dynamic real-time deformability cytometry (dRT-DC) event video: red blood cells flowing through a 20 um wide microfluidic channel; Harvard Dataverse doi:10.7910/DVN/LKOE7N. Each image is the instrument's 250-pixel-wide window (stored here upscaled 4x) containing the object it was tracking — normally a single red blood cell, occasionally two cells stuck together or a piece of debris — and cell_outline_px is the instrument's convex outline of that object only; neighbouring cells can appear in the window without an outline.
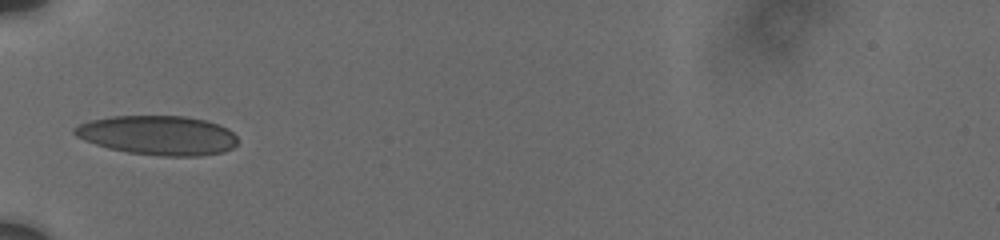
{"species": "human", "species_latin": "Homo sapiens", "temperature_condition": "cold", "stored_images_in_passage": 11, "camera_frame_rate_fps": 3000, "um_per_image_px": 0.085, "donor": {"sex": "male"}, "frame": {"image": 1, "passage_image": 8, "time_ms": 8.333, "image_size_px": [1000, 240], "cell_outline_px": [[236, 144], [232, 148], [224, 152], [200, 156], [160, 156], [128, 152], [108, 148], [84, 140], [76, 136], [72, 132], [72, 128], [80, 124], [92, 120], [112, 116], [184, 116], [204, 120], [220, 124], [228, 128], [236, 136]], "centroid_in_image_um": [13.43, 11.5], "position_along_channel_um": 71.6, "area_um2": 37.45}}
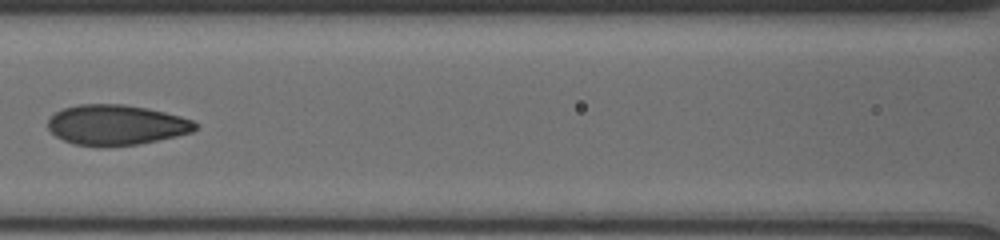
{"frame": {"image": 2, "passage_image": 10, "time_ms": 10.667, "image_size_px": [1000, 240], "cell_outline_px": [[200, 124], [192, 132], [176, 136], [136, 144], [76, 144], [64, 140], [56, 136], [48, 128], [48, 120], [56, 112], [64, 108], [80, 104], [124, 104], [148, 108], [180, 116], [192, 120]], "centroid_in_image_um": [9.91, 10.58], "position_along_channel_um": 156.7, "area_um2": 33.76}}
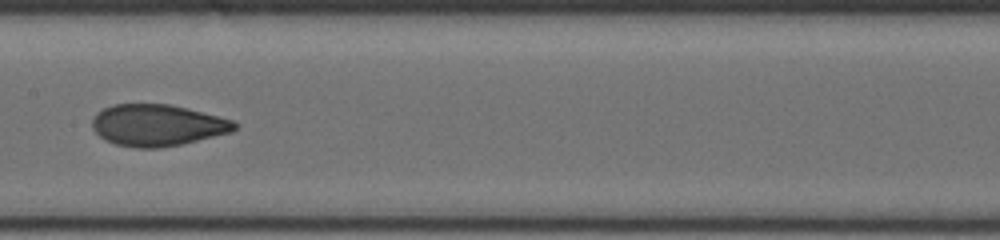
{"frame": {"image": 3, "passage_image": 11, "time_ms": 11.667, "image_size_px": [1000, 240], "cell_outline_px": [[240, 124], [232, 132], [180, 144], [160, 148], [136, 148], [116, 144], [104, 140], [92, 128], [92, 120], [96, 112], [104, 108], [116, 104], [168, 104], [188, 108], [232, 120]], "centroid_in_image_um": [13.37, 10.64], "position_along_channel_um": 194.0, "area_um2": 34.45}}